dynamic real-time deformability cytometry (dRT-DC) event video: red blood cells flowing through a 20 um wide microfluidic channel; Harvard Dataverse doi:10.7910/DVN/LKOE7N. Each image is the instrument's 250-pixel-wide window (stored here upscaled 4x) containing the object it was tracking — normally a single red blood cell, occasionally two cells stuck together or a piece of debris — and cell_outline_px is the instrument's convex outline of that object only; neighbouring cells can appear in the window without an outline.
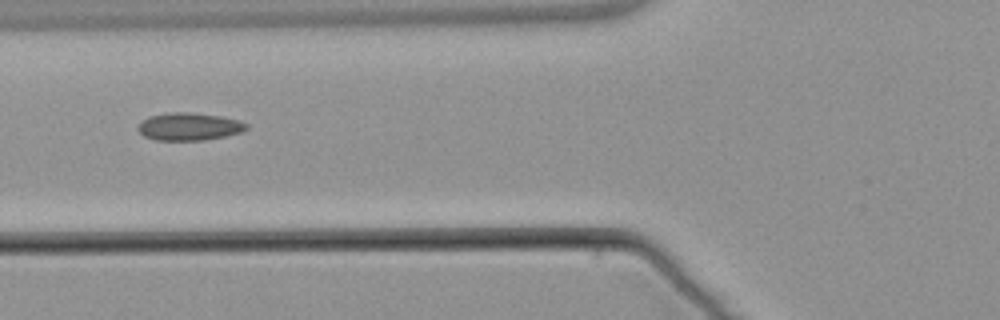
{"species": "common noctule bat (a hibernating species)", "species_latin": "Nyctalus noctula", "temperature_condition": "warm", "stored_images_in_passage": 6, "camera_frame_rate_fps": 3000, "um_per_image_px": 0.085, "animal": {"sex": "male", "body_mass_g": 21.5, "forearm_length_mm": 52.0}, "frame": {"image": 1, "passage_image": 6, "time_ms": 6.0, "image_size_px": [1000, 320], "cell_outline_px": [[248, 128], [240, 132], [224, 136], [204, 140], [156, 140], [144, 136], [136, 128], [136, 124], [140, 120], [148, 116], [168, 112], [188, 112], [220, 116], [240, 120], [248, 124]], "centroid_in_image_um": [16.02, 10.75], "position_along_channel_um": 109.8, "area_um2": 17.63}}